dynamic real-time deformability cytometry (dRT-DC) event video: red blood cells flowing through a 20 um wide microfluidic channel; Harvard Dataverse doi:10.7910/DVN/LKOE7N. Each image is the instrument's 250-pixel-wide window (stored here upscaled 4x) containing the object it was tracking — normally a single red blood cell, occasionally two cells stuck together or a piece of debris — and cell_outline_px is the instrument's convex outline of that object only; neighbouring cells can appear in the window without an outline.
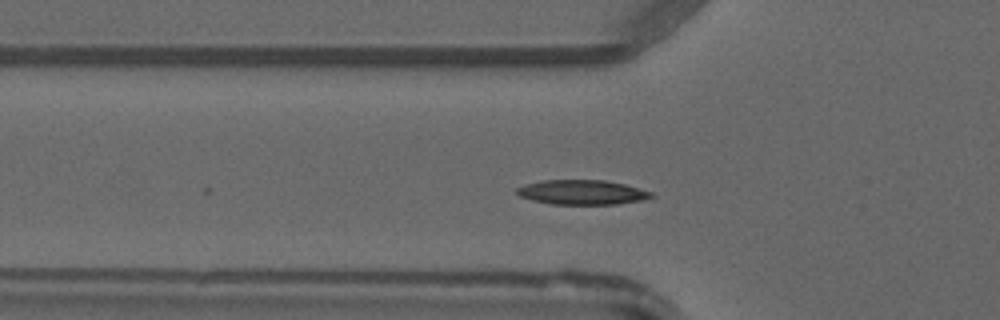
{"species": "common noctule bat (a hibernating species)", "species_latin": "Nyctalus noctula", "temperature_condition": "warm", "stored_images_in_passage": 16, "camera_frame_rate_fps": 3000, "um_per_image_px": 0.085, "animal": {"sex": "male", "forearm_length_mm": 52.5}, "frame": {"image": 1, "passage_image": 11, "time_ms": 3.333, "image_size_px": [1000, 320], "cell_outline_px": [[656, 196], [644, 200], [616, 204], [552, 204], [532, 200], [520, 196], [512, 192], [516, 188], [524, 184], [544, 180], [604, 180], [624, 184], [652, 192]], "centroid_in_image_um": [49.45, 16.34], "position_along_channel_um": 76.3, "area_um2": 19.42}}